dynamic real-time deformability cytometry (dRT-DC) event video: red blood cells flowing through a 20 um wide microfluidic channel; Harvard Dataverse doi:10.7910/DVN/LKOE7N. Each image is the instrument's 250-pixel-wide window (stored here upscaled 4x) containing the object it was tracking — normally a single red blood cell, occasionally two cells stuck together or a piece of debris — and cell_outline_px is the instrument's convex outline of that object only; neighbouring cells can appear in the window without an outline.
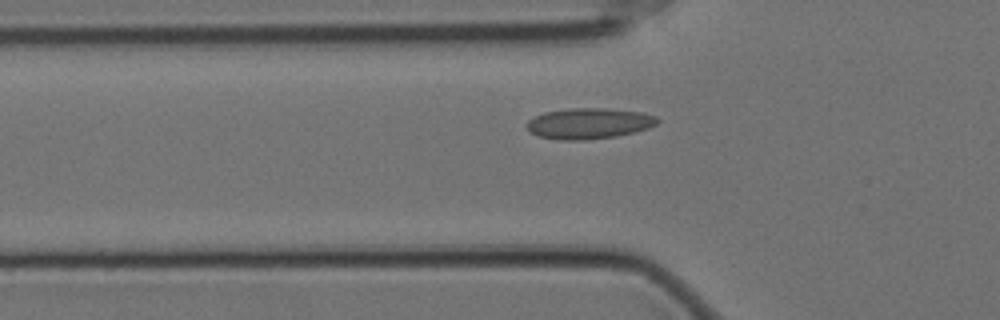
{"species": "Egyptian fruit bat (a non-hibernating species)", "species_latin": "Rousettus aegyptiacus", "temperature_condition": "cold", "stored_images_in_passage": 44, "camera_frame_rate_fps": 3000, "um_per_image_px": 0.085, "animal": {"sex": "female"}, "frame": {"image": 1, "passage_image": 10, "time_ms": 3.0, "image_size_px": [1000, 320], "cell_outline_px": [[660, 120], [656, 124], [648, 128], [636, 132], [616, 136], [584, 140], [560, 140], [540, 136], [532, 132], [524, 124], [528, 120], [544, 112], [568, 108], [604, 108], [640, 112], [656, 116]], "centroid_in_image_um": [50.07, 10.49], "position_along_channel_um": 75.7, "area_um2": 23.41}}
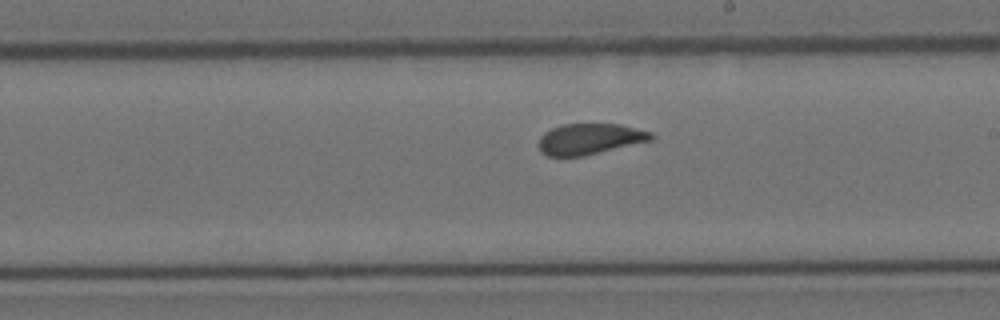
{"frame": {"image": 2, "passage_image": 24, "time_ms": 7.667, "image_size_px": [1000, 320], "cell_outline_px": [[656, 136], [652, 140], [584, 156], [548, 156], [540, 152], [540, 136], [544, 132], [552, 128], [564, 124], [620, 124], [652, 132]], "centroid_in_image_um": [50.15, 11.81], "position_along_channel_um": 238.8, "area_um2": 20.23}}
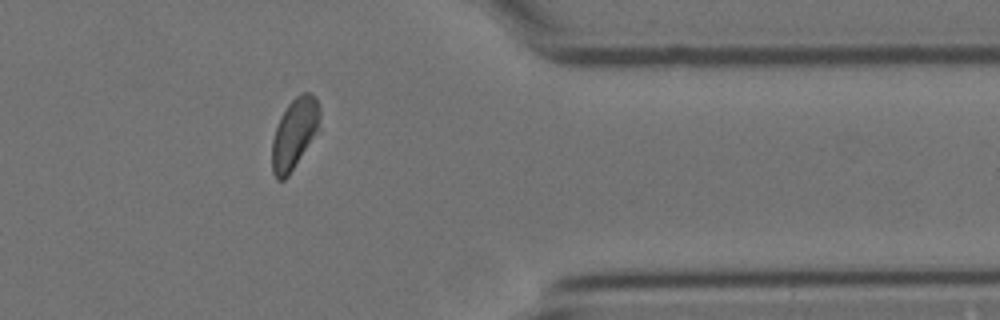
{"frame": {"image": 3, "passage_image": 38, "time_ms": 12.333, "image_size_px": [1000, 320], "cell_outline_px": [[320, 116], [316, 128], [312, 136], [288, 176], [284, 180], [276, 180], [272, 172], [272, 140], [280, 116], [288, 104], [296, 96], [304, 92], [308, 92], [316, 96], [320, 108]], "centroid_in_image_um": [24.98, 11.32], "position_along_channel_um": 386.4, "area_um2": 19.02}, "authors_computed_cell_mechanics": {"area_um2": 21.4149, "velocity_mm_per_s": 3.4784, "shape_relaxation_time_tau1_ms": 7.2189, "shape_relaxation_time_tau2_ms": 0.9931, "deformation_change_tau1": 0.1325, "deformation_change_tau2": 0.0583}}